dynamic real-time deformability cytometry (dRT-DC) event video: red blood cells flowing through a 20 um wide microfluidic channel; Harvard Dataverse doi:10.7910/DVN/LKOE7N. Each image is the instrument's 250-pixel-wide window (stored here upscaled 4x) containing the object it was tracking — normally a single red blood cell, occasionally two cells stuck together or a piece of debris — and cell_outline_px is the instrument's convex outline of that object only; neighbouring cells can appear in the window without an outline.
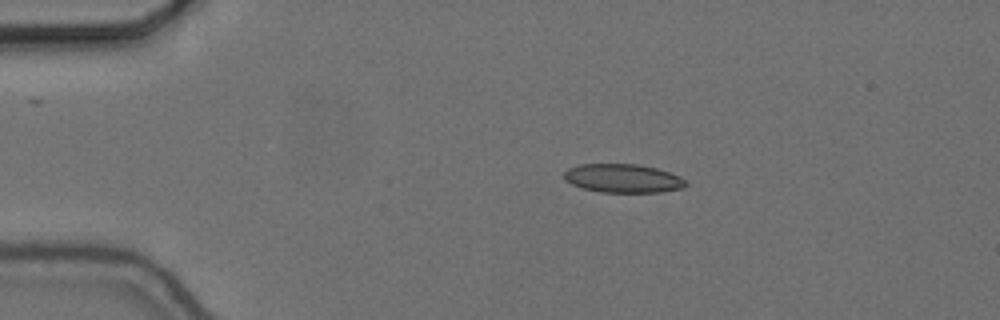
{"species": "common noctule bat (a hibernating species)", "species_latin": "Nyctalus noctula", "temperature_condition": "cold", "stored_images_in_passage": 5, "camera_frame_rate_fps": 3000, "um_per_image_px": 0.085, "animal": {"sex": "female", "body_mass_g": 24.6, "forearm_length_mm": 56.2}, "frame": {"image": 1, "passage_image": 1, "time_ms": 0.0, "image_size_px": [1000, 320], "cell_outline_px": [[688, 184], [684, 188], [660, 192], [600, 192], [584, 188], [572, 184], [564, 180], [564, 172], [568, 168], [580, 164], [636, 164], [656, 168], [680, 176]], "centroid_in_image_um": [52.95, 15.16], "position_along_channel_um": 32.1, "area_um2": 20.29}}